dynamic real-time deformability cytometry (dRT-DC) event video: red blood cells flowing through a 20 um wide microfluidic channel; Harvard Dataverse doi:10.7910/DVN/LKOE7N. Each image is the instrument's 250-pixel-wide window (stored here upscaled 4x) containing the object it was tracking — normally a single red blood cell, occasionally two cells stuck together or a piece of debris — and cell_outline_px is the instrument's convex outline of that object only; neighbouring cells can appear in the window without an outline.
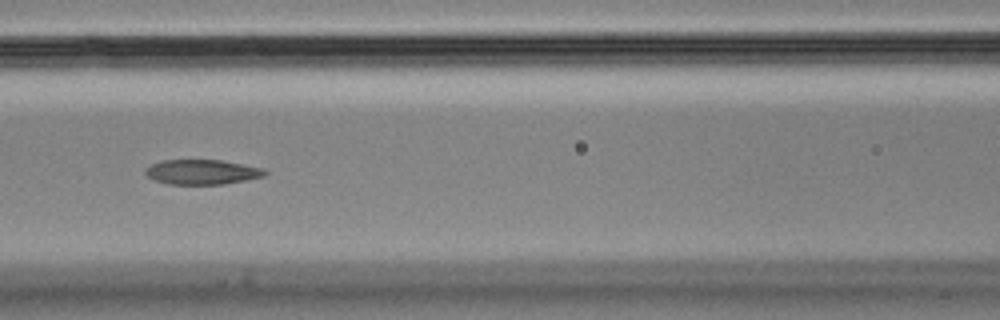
{"species": "Egyptian fruit bat (a non-hibernating species)", "species_latin": "Rousettus aegyptiacus", "temperature_condition": "cold", "stored_images_in_passage": 13, "camera_frame_rate_fps": 3000, "um_per_image_px": 0.085, "animal": {"sex": "male"}, "frame": {"image": 1, "passage_image": 6, "time_ms": 1.667, "image_size_px": [1000, 320], "cell_outline_px": [[268, 172], [264, 176], [224, 184], [168, 184], [156, 180], [148, 176], [144, 172], [144, 168], [160, 160], [220, 160], [264, 168]], "centroid_in_image_um": [17.16, 14.61], "position_along_channel_um": 149.4, "area_um2": 17.22}}
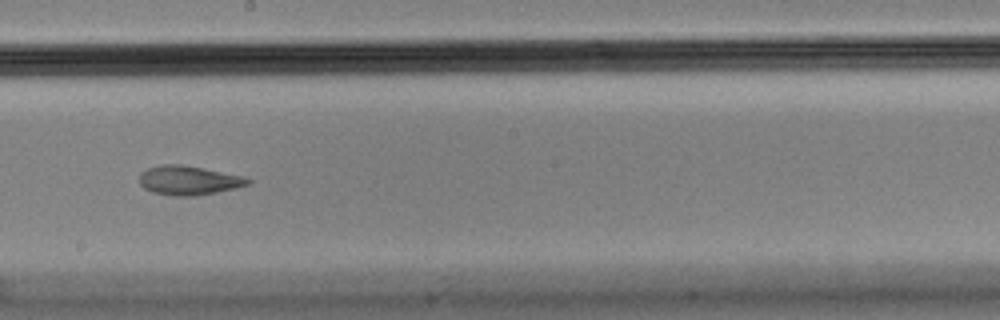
{"frame": {"image": 2, "passage_image": 8, "time_ms": 2.333, "image_size_px": [1000, 320], "cell_outline_px": [[252, 180], [248, 184], [236, 188], [196, 196], [172, 196], [152, 192], [144, 188], [140, 184], [140, 172], [148, 168], [160, 164], [180, 164], [204, 168], [240, 176]], "centroid_in_image_um": [15.99, 15.33], "position_along_channel_um": 232.2, "area_um2": 18.38}}